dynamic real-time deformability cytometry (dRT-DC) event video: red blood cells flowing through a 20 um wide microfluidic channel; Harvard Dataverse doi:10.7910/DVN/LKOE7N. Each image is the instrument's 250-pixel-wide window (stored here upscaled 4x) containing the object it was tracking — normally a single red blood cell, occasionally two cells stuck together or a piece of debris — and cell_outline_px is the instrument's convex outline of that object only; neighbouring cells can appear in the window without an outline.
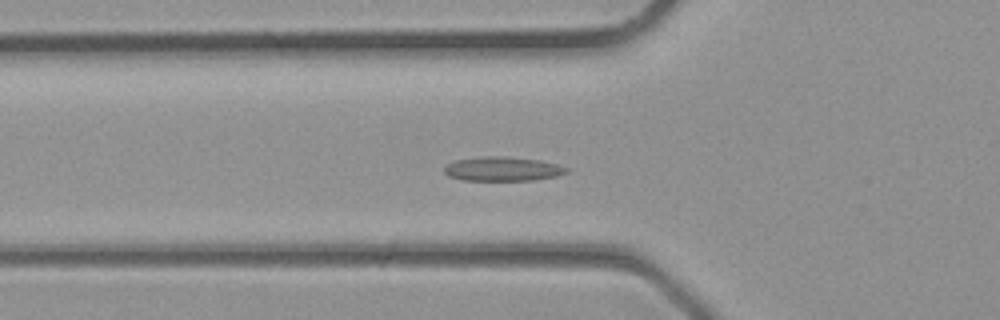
{"species": "common noctule bat (a hibernating species)", "species_latin": "Nyctalus noctula", "temperature_condition": "room temperature", "stored_images_in_passage": 31, "camera_frame_rate_fps": 3000, "um_per_image_px": 0.085, "animal": {"sex": "male", "body_mass_g": 23.1, "forearm_length_mm": 52.7}, "frame": {"image": 1, "passage_image": 7, "time_ms": 2.0, "image_size_px": [1000, 320], "cell_outline_px": [[568, 172], [556, 176], [532, 180], [464, 180], [448, 176], [444, 172], [444, 168], [448, 164], [456, 160], [480, 156], [504, 156], [540, 160], [556, 164], [568, 168]], "centroid_in_image_um": [42.71, 14.35], "position_along_channel_um": 83.1, "area_um2": 17.17}}
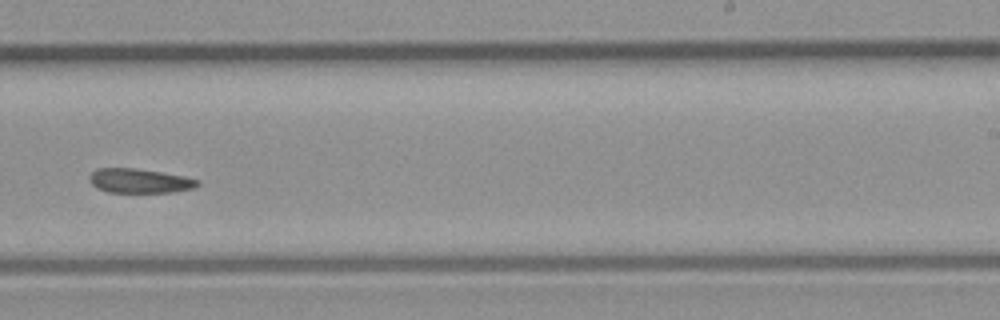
{"frame": {"image": 2, "passage_image": 17, "time_ms": 5.333, "image_size_px": [1000, 320], "cell_outline_px": [[200, 184], [192, 188], [172, 192], [108, 192], [96, 188], [92, 184], [88, 176], [96, 168], [136, 168], [184, 176], [200, 180]], "centroid_in_image_um": [11.84, 15.36], "position_along_channel_um": 277.2, "area_um2": 15.32}}
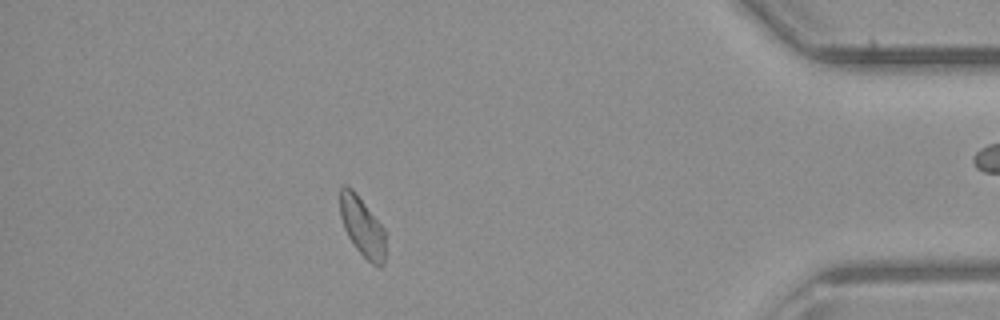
{"frame": {"image": 3, "passage_image": 26, "time_ms": 8.333, "image_size_px": [1000, 320], "cell_outline_px": [[384, 264], [380, 268], [372, 264], [356, 248], [348, 236], [344, 228], [340, 216], [340, 188], [344, 184], [352, 188], [356, 192], [384, 228]], "centroid_in_image_um": [30.77, 19.24], "position_along_channel_um": 404.4, "area_um2": 15.66}}